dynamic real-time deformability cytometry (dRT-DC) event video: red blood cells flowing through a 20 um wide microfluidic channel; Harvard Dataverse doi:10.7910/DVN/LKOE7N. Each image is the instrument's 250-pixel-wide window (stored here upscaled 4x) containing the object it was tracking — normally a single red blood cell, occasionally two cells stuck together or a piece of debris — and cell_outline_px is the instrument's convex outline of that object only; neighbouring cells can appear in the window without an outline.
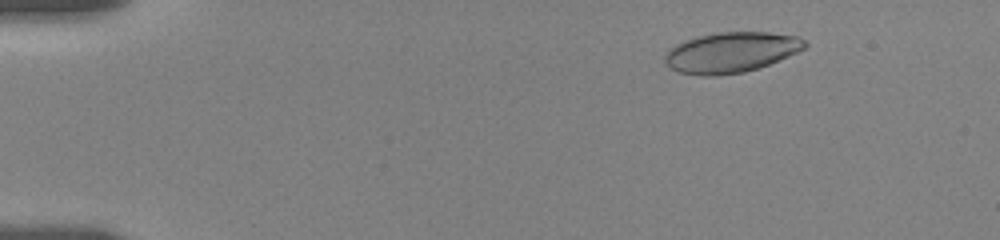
{"species": "human", "species_latin": "Homo sapiens", "temperature_condition": "room temperature", "stored_images_in_passage": 15, "camera_frame_rate_fps": 3000, "um_per_image_px": 0.085, "donor": {"sex": "female"}, "frame": {"image": 1, "passage_image": 4, "time_ms": 2.0, "image_size_px": [1000, 240], "cell_outline_px": [[808, 44], [804, 48], [788, 56], [768, 64], [744, 72], [716, 76], [704, 76], [680, 72], [672, 68], [664, 60], [664, 56], [676, 44], [684, 40], [716, 32], [768, 32], [800, 36]], "centroid_in_image_um": [62.16, 4.44], "position_along_channel_um": 22.8, "area_um2": 32.66}}
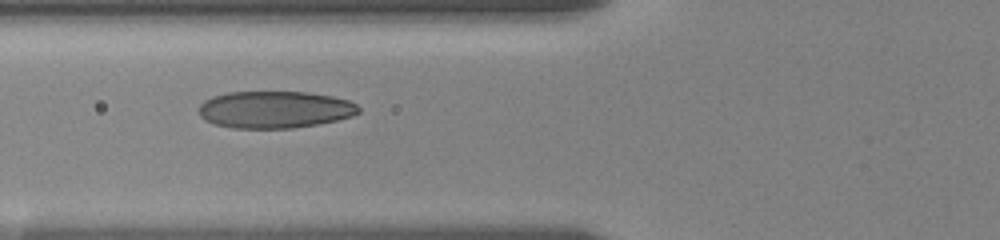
{"frame": {"image": 2, "passage_image": 13, "time_ms": 7.0, "image_size_px": [1000, 240], "cell_outline_px": [[360, 112], [352, 116], [336, 120], [316, 124], [292, 128], [232, 128], [212, 124], [204, 120], [200, 116], [200, 104], [204, 100], [212, 96], [228, 92], [308, 92], [332, 96], [348, 100], [356, 104], [360, 108]], "centroid_in_image_um": [23.33, 9.31], "position_along_channel_um": 102.5, "area_um2": 34.62}}
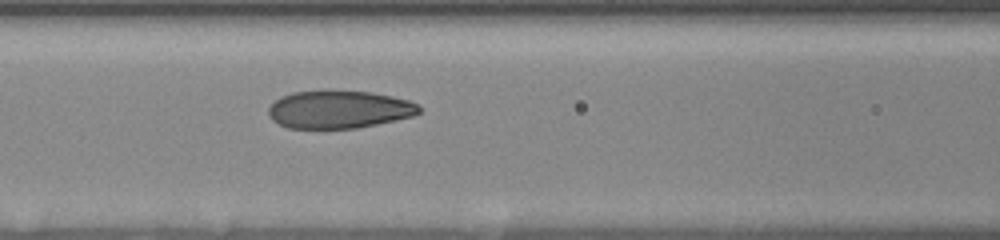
{"frame": {"image": 3, "passage_image": 15, "time_ms": 8.0, "image_size_px": [1000, 240], "cell_outline_px": [[420, 112], [412, 116], [396, 120], [356, 128], [288, 128], [272, 120], [268, 116], [268, 108], [280, 96], [292, 92], [324, 88], [372, 92], [392, 96], [408, 100], [420, 104]], "centroid_in_image_um": [28.79, 9.26], "position_along_channel_um": 137.8, "area_um2": 33.93}}